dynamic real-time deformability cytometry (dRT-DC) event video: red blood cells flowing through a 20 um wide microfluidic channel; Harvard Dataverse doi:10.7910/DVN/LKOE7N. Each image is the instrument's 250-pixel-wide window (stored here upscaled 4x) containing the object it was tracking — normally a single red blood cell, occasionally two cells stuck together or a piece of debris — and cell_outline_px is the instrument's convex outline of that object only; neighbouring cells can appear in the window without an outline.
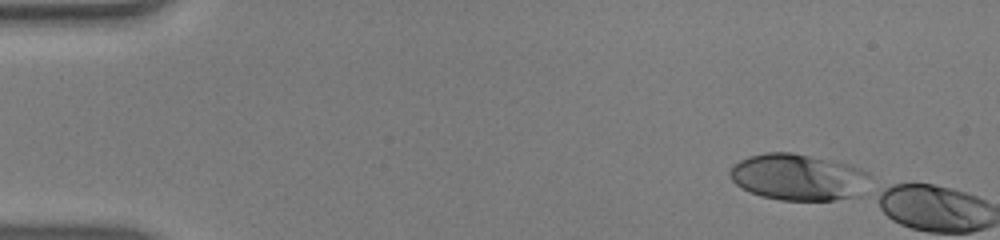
{"species": "human", "species_latin": "Homo sapiens", "temperature_condition": "warm", "stored_images_in_passage": 4, "camera_frame_rate_fps": 3000, "um_per_image_px": 0.085, "donor": {"sex": "male"}, "frame": {"image": 1, "passage_image": 1, "time_ms": 0.0, "image_size_px": [1000, 240], "cell_outline_px": [[872, 180], [860, 196], [832, 200], [780, 200], [760, 196], [740, 188], [728, 176], [728, 172], [732, 164], [748, 156], [764, 152], [792, 152], [836, 160], [860, 168], [868, 172], [872, 176]], "centroid_in_image_um": [67.87, 15.05], "position_along_channel_um": 17.1, "area_um2": 38.84}}